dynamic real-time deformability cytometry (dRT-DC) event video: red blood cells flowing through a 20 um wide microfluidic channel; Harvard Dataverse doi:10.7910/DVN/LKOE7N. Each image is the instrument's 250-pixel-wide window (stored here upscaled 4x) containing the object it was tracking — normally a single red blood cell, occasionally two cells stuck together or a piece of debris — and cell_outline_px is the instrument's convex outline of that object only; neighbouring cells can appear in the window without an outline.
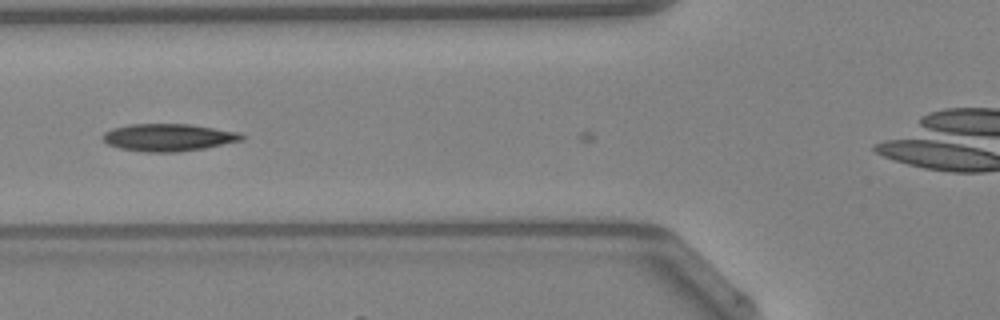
{"species": "Egyptian fruit bat (a non-hibernating species)", "species_latin": "Rousettus aegyptiacus", "temperature_condition": "warm", "stored_images_in_passage": 13, "camera_frame_rate_fps": 3000, "um_per_image_px": 0.085, "animal": {"sex": "female"}, "frame": {"image": 1, "passage_image": 12, "time_ms": 3.667, "image_size_px": [1000, 320], "cell_outline_px": [[244, 140], [204, 148], [176, 152], [144, 152], [120, 148], [108, 144], [104, 140], [104, 132], [112, 128], [128, 124], [188, 124], [240, 132], [244, 136]], "centroid_in_image_um": [14.32, 11.68], "position_along_channel_um": 111.5, "area_um2": 22.08}}